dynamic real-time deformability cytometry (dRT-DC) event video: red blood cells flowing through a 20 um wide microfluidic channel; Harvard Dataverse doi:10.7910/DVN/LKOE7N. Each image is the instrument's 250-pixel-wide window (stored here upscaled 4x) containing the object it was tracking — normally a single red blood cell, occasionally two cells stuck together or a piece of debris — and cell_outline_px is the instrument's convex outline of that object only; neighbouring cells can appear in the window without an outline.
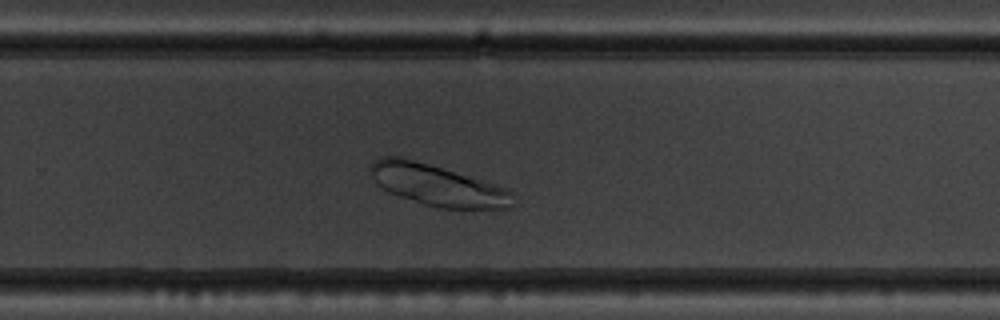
{"species": "common noctule bat (a hibernating species)", "species_latin": "Nyctalus noctula", "temperature_condition": "warm", "stored_images_in_passage": 46, "camera_frame_rate_fps": 3000, "um_per_image_px": 0.085, "animal": {"sex": "male", "body_mass_g": 19.5, "forearm_length_mm": 54.6}, "frame": {"image": 1, "passage_image": 27, "time_ms": 8.667, "image_size_px": [1000, 320], "cell_outline_px": [[512, 208], [436, 208], [388, 192], [380, 188], [376, 184], [368, 168], [380, 156], [400, 156], [508, 188], [512, 192]], "centroid_in_image_um": [37.13, 15.74], "position_along_channel_um": 292.7, "area_um2": 33.81}}